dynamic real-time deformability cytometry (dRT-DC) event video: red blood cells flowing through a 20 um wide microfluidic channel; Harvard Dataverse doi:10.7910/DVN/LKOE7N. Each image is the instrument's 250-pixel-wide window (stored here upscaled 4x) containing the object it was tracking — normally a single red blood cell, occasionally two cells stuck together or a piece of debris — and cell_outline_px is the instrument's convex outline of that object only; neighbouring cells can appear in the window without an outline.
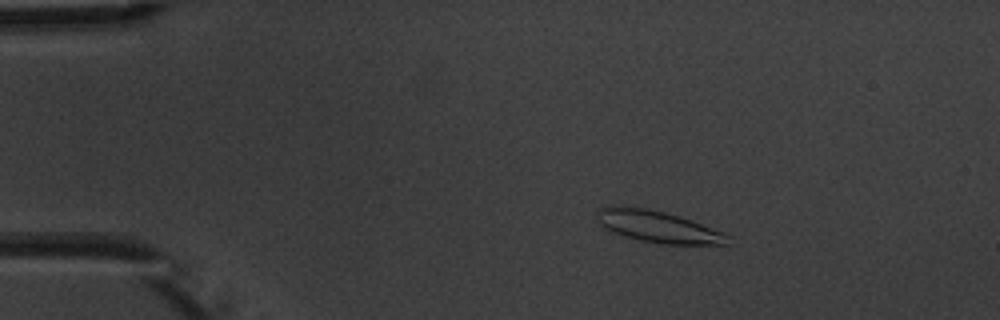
{"species": "common noctule bat (a hibernating species)", "species_latin": "Nyctalus noctula", "temperature_condition": "warm", "stored_images_in_passage": 4, "camera_frame_rate_fps": 3000, "um_per_image_px": 0.085, "animal": {"sex": "male", "body_mass_g": 20.1, "forearm_length_mm": 53.5}, "frame": {"image": 1, "passage_image": 2, "time_ms": 1.333, "image_size_px": [1000, 320], "cell_outline_px": [[728, 244], [660, 244], [640, 240], [608, 232], [596, 220], [596, 212], [600, 208], [644, 208], [664, 212], [724, 232], [728, 236]], "centroid_in_image_um": [55.89, 19.3], "position_along_channel_um": 29.1, "area_um2": 23.47}}